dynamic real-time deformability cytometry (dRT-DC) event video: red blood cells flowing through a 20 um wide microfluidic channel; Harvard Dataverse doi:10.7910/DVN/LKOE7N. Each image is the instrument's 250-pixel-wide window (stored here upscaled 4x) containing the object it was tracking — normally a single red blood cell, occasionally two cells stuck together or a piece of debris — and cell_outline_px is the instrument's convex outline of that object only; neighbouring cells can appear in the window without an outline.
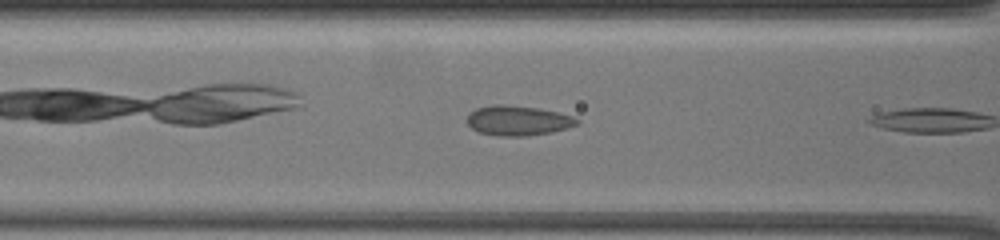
{"species": "common noctule bat (a hibernating species)", "species_latin": "Nyctalus noctula", "temperature_condition": "warm", "stored_images_in_passage": 7, "camera_frame_rate_fps": 3000, "um_per_image_px": 0.085, "animal": {"sex": "female", "body_mass_g": 19.5, "forearm_length_mm": 54.1}, "frame": {"image": 1, "passage_image": 6, "time_ms": 1.667, "image_size_px": [1000, 240], "cell_outline_px": [[580, 124], [568, 128], [552, 132], [528, 136], [496, 136], [480, 132], [472, 128], [468, 124], [468, 112], [476, 108], [492, 104], [500, 104], [540, 108], [572, 116], [580, 120]], "centroid_in_image_um": [44.04, 10.25], "position_along_channel_um": 122.6, "area_um2": 19.31}}